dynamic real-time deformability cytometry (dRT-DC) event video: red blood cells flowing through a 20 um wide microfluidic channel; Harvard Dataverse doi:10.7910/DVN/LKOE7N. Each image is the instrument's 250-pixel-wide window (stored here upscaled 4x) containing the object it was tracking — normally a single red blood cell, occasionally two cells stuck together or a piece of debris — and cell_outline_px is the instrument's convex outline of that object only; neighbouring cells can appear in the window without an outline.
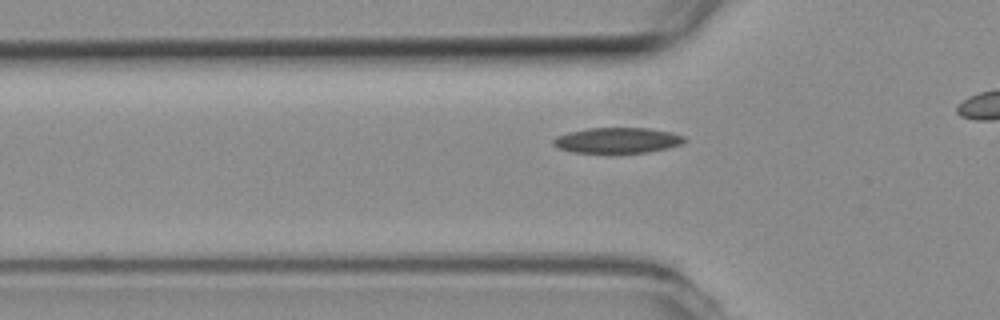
{"species": "common noctule bat (a hibernating species)", "species_latin": "Nyctalus noctula", "temperature_condition": "room temperature", "stored_images_in_passage": 39, "camera_frame_rate_fps": 3000, "um_per_image_px": 0.085, "animal": {"sex": "female", "body_mass_g": 19.3, "forearm_length_mm": 54.1}, "frame": {"image": 1, "passage_image": 13, "time_ms": 4.0, "image_size_px": [1000, 320], "cell_outline_px": [[688, 140], [684, 144], [668, 148], [648, 152], [616, 156], [612, 156], [572, 152], [560, 148], [552, 144], [552, 140], [556, 136], [568, 132], [588, 128], [648, 128], [672, 132], [684, 136]], "centroid_in_image_um": [52.49, 11.98], "position_along_channel_um": 73.3, "area_um2": 20.69}}
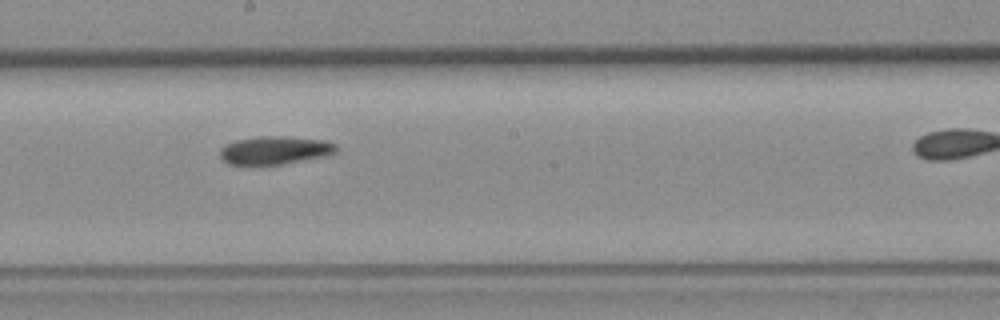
{"frame": {"image": 2, "passage_image": 25, "time_ms": 8.0, "image_size_px": [1000, 320], "cell_outline_px": [[336, 152], [324, 156], [280, 164], [228, 164], [220, 160], [220, 148], [224, 144], [236, 140], [260, 136], [284, 136], [324, 140], [336, 144]], "centroid_in_image_um": [23.31, 12.76], "position_along_channel_um": 224.9, "area_um2": 18.96}}
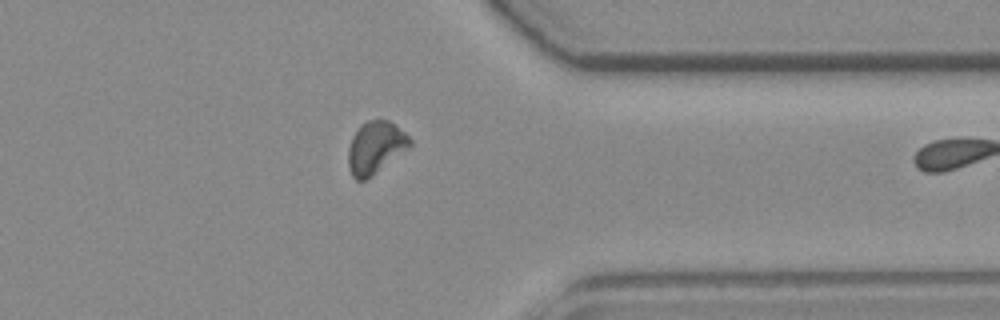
{"frame": {"image": 3, "passage_image": 38, "time_ms": 12.333, "image_size_px": [1000, 320], "cell_outline_px": [[412, 144], [372, 176], [364, 180], [356, 180], [352, 176], [348, 168], [348, 148], [352, 136], [368, 120], [388, 120], [404, 132], [412, 140]], "centroid_in_image_um": [31.89, 12.56], "position_along_channel_um": 379.5, "area_um2": 18.38}}